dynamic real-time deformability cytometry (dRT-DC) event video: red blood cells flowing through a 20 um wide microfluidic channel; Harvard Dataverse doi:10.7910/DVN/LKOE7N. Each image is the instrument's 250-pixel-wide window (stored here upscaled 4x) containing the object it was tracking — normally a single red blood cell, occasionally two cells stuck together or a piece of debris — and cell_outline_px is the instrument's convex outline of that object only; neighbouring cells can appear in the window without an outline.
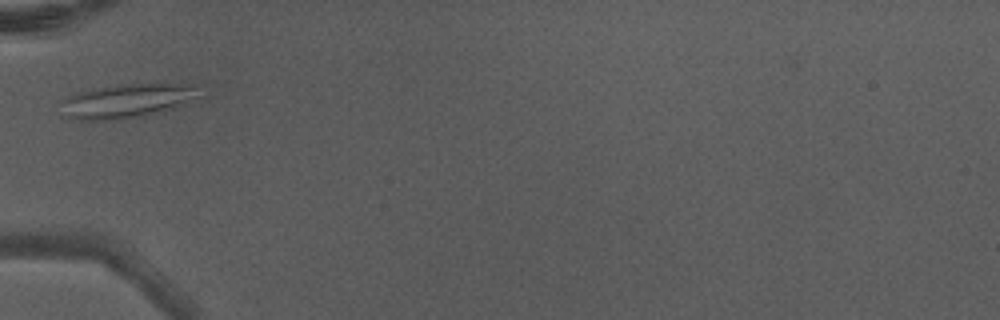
{"species": "Egyptian fruit bat (a non-hibernating species)", "species_latin": "Rousettus aegyptiacus", "temperature_condition": "warm", "stored_images_in_passage": 2, "camera_frame_rate_fps": 3000, "um_per_image_px": 0.085, "animal": {"sex": "male"}, "frame": {"image": 1, "passage_image": 2, "time_ms": 0.333, "image_size_px": [1000, 320], "cell_outline_px": [[204, 96], [176, 108], [144, 116], [124, 120], [64, 120], [64, 100], [68, 96], [80, 92], [120, 84], [204, 84]], "centroid_in_image_um": [10.98, 8.58], "position_along_channel_um": 74.0, "area_um2": 28.21}}